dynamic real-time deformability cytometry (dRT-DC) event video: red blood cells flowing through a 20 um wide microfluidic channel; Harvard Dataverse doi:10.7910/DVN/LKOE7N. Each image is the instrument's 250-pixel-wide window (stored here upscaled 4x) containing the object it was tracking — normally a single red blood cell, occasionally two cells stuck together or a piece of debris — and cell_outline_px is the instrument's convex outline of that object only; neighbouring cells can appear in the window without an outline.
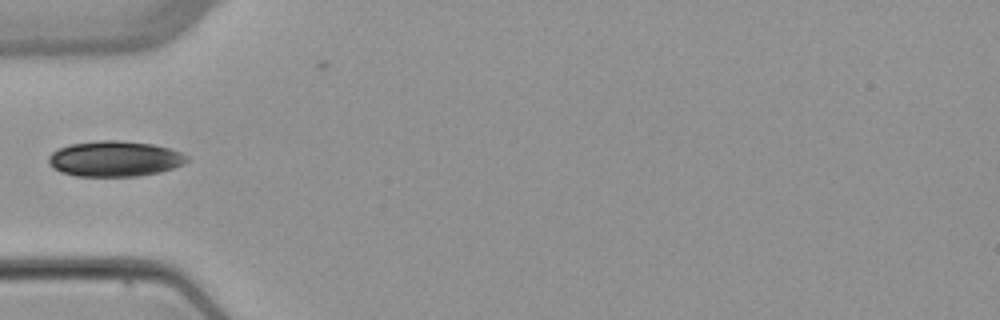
{"species": "common noctule bat (a hibernating species)", "species_latin": "Nyctalus noctula", "temperature_condition": "warm", "stored_images_in_passage": 5, "camera_frame_rate_fps": 3000, "um_per_image_px": 0.085, "animal": {"sex": "female", "body_mass_g": 22.7, "forearm_length_mm": 54.2}, "frame": {"image": 1, "passage_image": 4, "time_ms": 3.333, "image_size_px": [1000, 320], "cell_outline_px": [[188, 160], [184, 164], [160, 172], [136, 176], [76, 176], [60, 172], [52, 168], [48, 160], [48, 156], [52, 152], [68, 144], [96, 140], [120, 140], [152, 144], [168, 148], [180, 152], [188, 156]], "centroid_in_image_um": [9.72, 13.49], "position_along_channel_um": 75.3, "area_um2": 28.78}}